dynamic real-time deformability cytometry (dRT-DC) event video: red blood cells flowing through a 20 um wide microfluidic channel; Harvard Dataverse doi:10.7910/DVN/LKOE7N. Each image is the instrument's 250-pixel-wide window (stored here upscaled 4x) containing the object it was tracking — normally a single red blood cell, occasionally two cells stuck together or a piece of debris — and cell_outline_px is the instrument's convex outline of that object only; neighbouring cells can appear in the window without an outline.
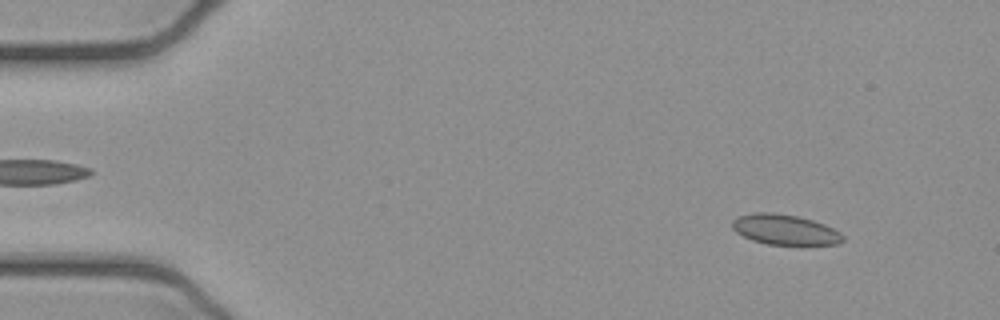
{"species": "common noctule bat (a hibernating species)", "species_latin": "Nyctalus noctula", "temperature_condition": "cold", "stored_images_in_passage": 52, "camera_frame_rate_fps": 3000, "um_per_image_px": 0.085, "animal": {"sex": "female", "body_mass_g": 21.9}, "frame": {"image": 1, "passage_image": 5, "time_ms": 1.333, "image_size_px": [1000, 320], "cell_outline_px": [[844, 240], [840, 244], [804, 248], [768, 244], [752, 240], [736, 232], [732, 228], [732, 220], [740, 216], [756, 212], [772, 212], [796, 216], [812, 220], [824, 224], [840, 232], [844, 236]], "centroid_in_image_um": [66.8, 19.58], "position_along_channel_um": 18.2, "area_um2": 20.35}}
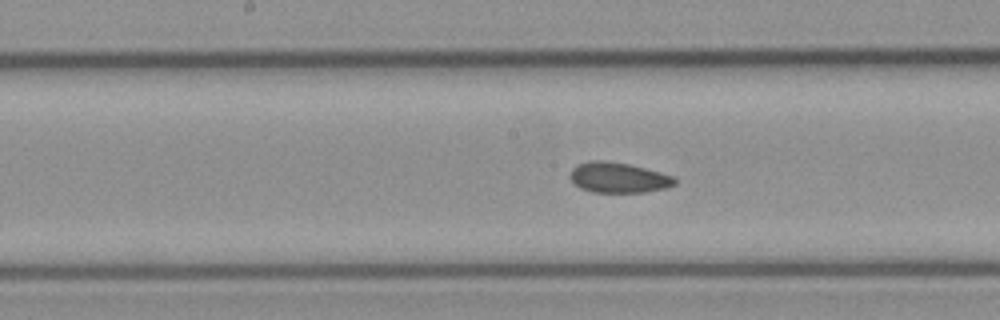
{"frame": {"image": 2, "passage_image": 26, "time_ms": 8.333, "image_size_px": [1000, 320], "cell_outline_px": [[676, 184], [668, 188], [644, 192], [592, 192], [580, 188], [568, 176], [572, 168], [588, 160], [600, 160], [628, 164], [676, 176]], "centroid_in_image_um": [52.59, 15.1], "position_along_channel_um": 195.6, "area_um2": 18.55}}
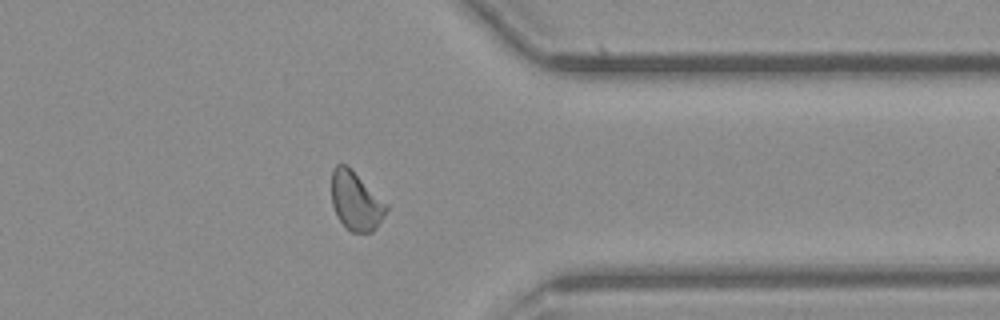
{"frame": {"image": 3, "passage_image": 41, "time_ms": 13.333, "image_size_px": [1000, 320], "cell_outline_px": [[388, 208], [384, 216], [376, 228], [372, 232], [352, 232], [336, 216], [332, 204], [332, 168], [336, 164], [344, 164], [388, 204]], "centroid_in_image_um": [30.24, 17.11], "position_along_channel_um": 381.2, "area_um2": 18.32}, "authors_computed_cell_mechanics": {"area_um2": 19.1318, "velocity_mm_per_s": 3.8976, "shape_relaxation_time_tau1_ms": null, "shape_relaxation_time_tau2_ms": 2.5881, "deformation_change_tau1": null, "deformation_change_tau2": 0.08}}